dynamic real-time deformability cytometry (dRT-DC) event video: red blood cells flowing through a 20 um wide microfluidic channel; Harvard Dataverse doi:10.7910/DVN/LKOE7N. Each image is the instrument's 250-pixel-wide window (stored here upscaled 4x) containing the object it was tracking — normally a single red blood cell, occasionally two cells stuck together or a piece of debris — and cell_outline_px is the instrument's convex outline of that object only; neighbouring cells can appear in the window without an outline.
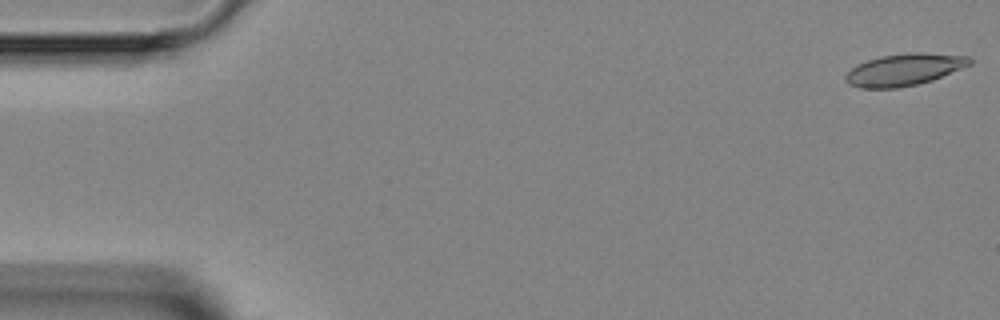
{"species": "Egyptian fruit bat (a non-hibernating species)", "species_latin": "Rousettus aegyptiacus", "temperature_condition": "room temperature", "stored_images_in_passage": 5, "segment_of_instrument_passage": [1, 2], "camera_frame_rate_fps": 3000, "um_per_image_px": 0.085, "animal": {"sex": "female"}, "frame": {"image": 1, "passage_image": 1, "time_ms": 0.0, "image_size_px": [1000, 320], "cell_outline_px": [[972, 64], [932, 80], [916, 84], [896, 88], [860, 88], [848, 84], [844, 80], [844, 76], [856, 64], [880, 56], [912, 52], [920, 52], [968, 56], [972, 60]], "centroid_in_image_um": [76.83, 5.92], "position_along_channel_um": 8.2, "area_um2": 23.06}}
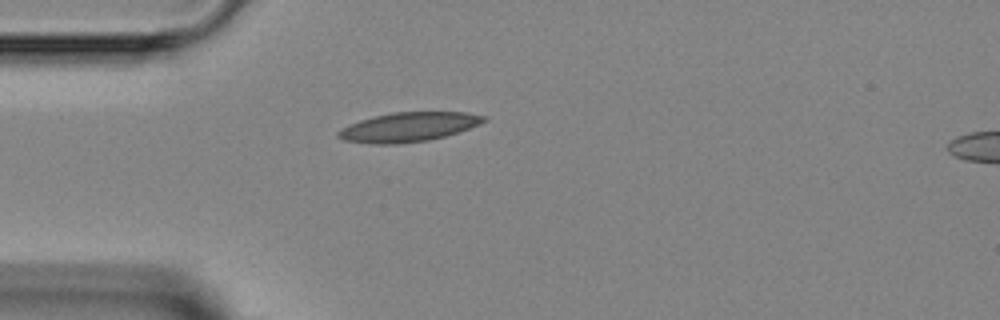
{"frame": {"image": 2, "passage_image": 4, "time_ms": 4.0, "image_size_px": [1000, 320], "cell_outline_px": [[488, 120], [480, 124], [460, 132], [428, 140], [396, 144], [372, 144], [344, 140], [336, 136], [336, 132], [348, 124], [360, 120], [392, 112], [468, 112], [484, 116]], "centroid_in_image_um": [34.72, 10.8], "position_along_channel_um": 50.3, "area_um2": 24.91}}